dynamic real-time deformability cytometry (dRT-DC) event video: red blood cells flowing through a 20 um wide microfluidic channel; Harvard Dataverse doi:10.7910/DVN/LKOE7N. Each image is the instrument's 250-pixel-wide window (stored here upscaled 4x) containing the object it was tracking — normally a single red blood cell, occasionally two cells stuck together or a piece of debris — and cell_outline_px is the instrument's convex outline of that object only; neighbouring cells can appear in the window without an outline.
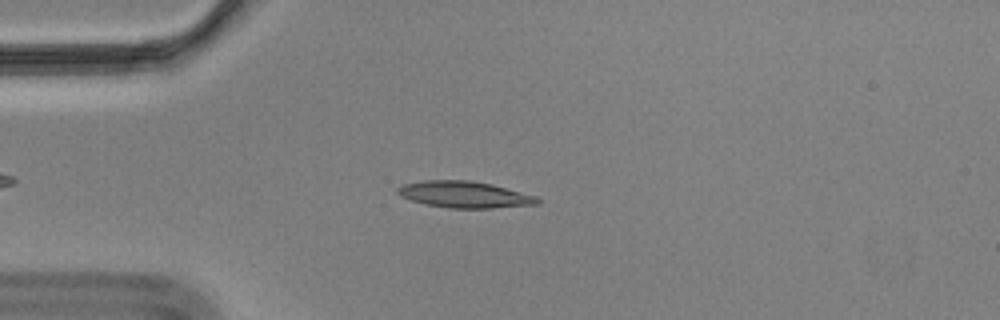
{"species": "Egyptian fruit bat (a non-hibernating species)", "species_latin": "Rousettus aegyptiacus", "temperature_condition": "cold", "stored_images_in_passage": 45, "camera_frame_rate_fps": 3000, "um_per_image_px": 0.085, "animal": {"sex": "male"}, "frame": {"image": 1, "passage_image": 11, "time_ms": 3.333, "image_size_px": [1000, 320], "cell_outline_px": [[540, 204], [492, 208], [448, 208], [424, 204], [400, 196], [396, 192], [396, 188], [404, 184], [424, 180], [468, 180], [492, 184], [536, 196], [540, 200]], "centroid_in_image_um": [39.47, 16.54], "position_along_channel_um": 45.5, "area_um2": 21.62}}
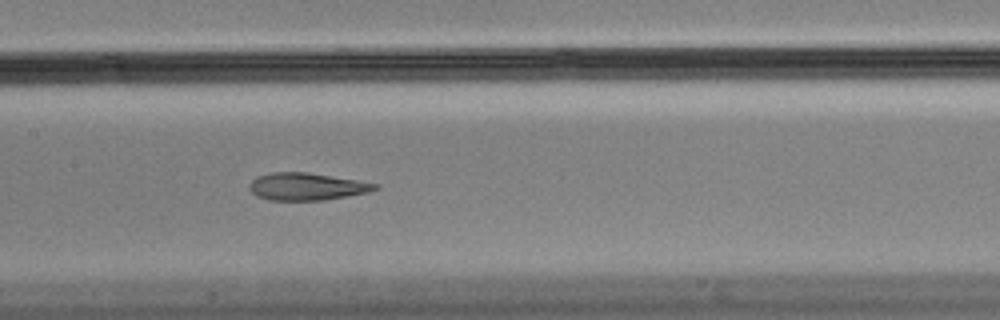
{"frame": {"image": 2, "passage_image": 24, "time_ms": 7.667, "image_size_px": [1000, 320], "cell_outline_px": [[380, 188], [368, 192], [348, 196], [324, 200], [268, 200], [256, 196], [248, 188], [248, 184], [256, 176], [272, 172], [308, 172], [380, 184]], "centroid_in_image_um": [26.05, 15.85], "position_along_channel_um": 181.4, "area_um2": 20.17}}
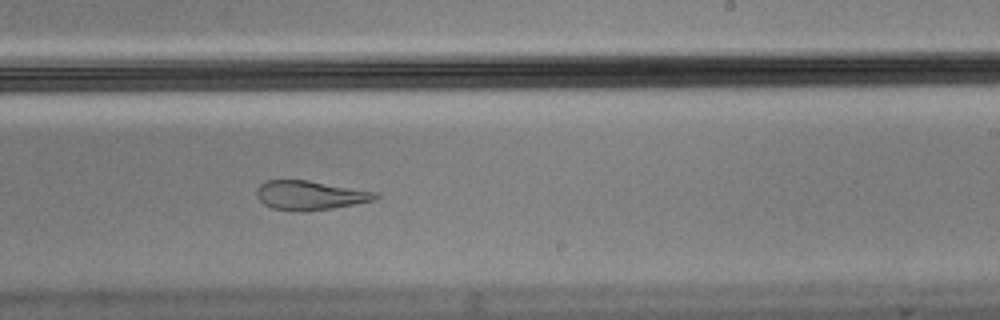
{"frame": {"image": 3, "passage_image": 31, "time_ms": 10.0, "image_size_px": [1000, 320], "cell_outline_px": [[380, 196], [372, 200], [332, 208], [304, 212], [292, 212], [272, 208], [264, 204], [256, 196], [256, 188], [264, 180], [308, 180], [376, 192]], "centroid_in_image_um": [26.27, 16.6], "position_along_channel_um": 262.7, "area_um2": 20.23}, "authors_computed_cell_mechanics": {"area_um2": 20.7502, "velocity_mm_per_s": 3.5001, "shape_relaxation_time_tau1_ms": null, "shape_relaxation_time_tau2_ms": 2.6039, "deformation_change_tau1": null, "deformation_change_tau2": 0.1072}}